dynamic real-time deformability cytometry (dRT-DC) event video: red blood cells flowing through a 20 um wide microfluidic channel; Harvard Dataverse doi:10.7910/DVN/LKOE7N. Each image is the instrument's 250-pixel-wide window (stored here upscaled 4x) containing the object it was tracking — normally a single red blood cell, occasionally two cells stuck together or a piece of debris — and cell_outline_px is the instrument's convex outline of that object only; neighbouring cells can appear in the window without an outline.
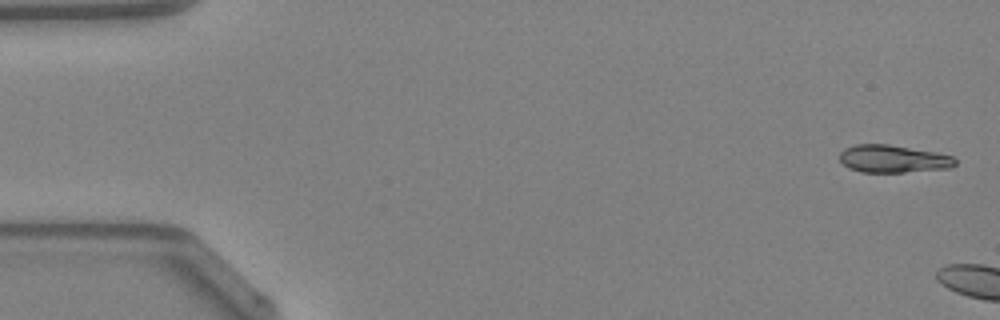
{"species": "Egyptian fruit bat (a non-hibernating species)", "species_latin": "Rousettus aegyptiacus", "temperature_condition": "warm", "stored_images_in_passage": 5, "camera_frame_rate_fps": 3000, "um_per_image_px": 0.085, "animal": {"sex": "female"}, "frame": {"image": 1, "passage_image": 1, "time_ms": 0.0, "image_size_px": [1000, 320], "cell_outline_px": [[956, 164], [952, 168], [904, 172], [860, 172], [848, 168], [840, 160], [840, 152], [844, 148], [856, 144], [888, 144], [936, 152], [952, 156], [956, 160]], "centroid_in_image_um": [75.91, 13.5], "position_along_channel_um": 9.1, "area_um2": 18.67}}